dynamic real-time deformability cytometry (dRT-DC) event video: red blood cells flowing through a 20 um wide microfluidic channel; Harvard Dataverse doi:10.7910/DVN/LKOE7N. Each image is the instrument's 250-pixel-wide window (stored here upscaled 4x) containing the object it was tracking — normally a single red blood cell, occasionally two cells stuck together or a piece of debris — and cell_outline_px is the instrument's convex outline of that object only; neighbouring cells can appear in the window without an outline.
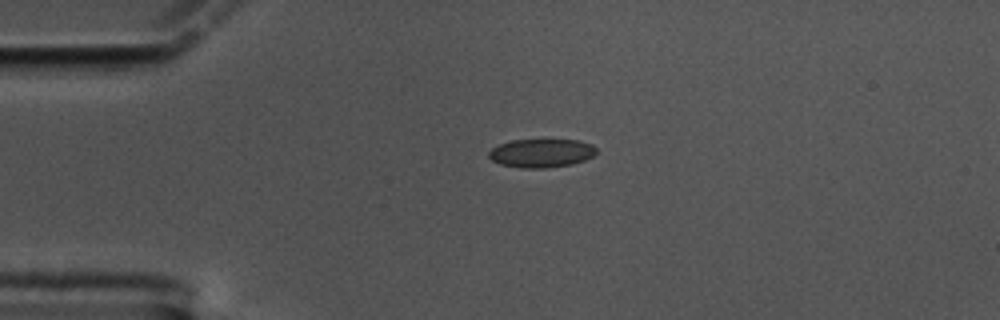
{"species": "common noctule bat (a hibernating species)", "species_latin": "Nyctalus noctula", "temperature_condition": "cold", "stored_images_in_passage": 47, "camera_frame_rate_fps": 3000, "um_per_image_px": 0.085, "animal": {"sex": "male", "body_mass_g": 17.5, "forearm_length_mm": 52.3}, "frame": {"image": 1, "passage_image": 1, "time_ms": 0.0, "image_size_px": [1000, 320], "cell_outline_px": [[596, 152], [592, 156], [584, 160], [572, 164], [548, 168], [520, 168], [500, 164], [492, 160], [488, 156], [488, 152], [492, 148], [500, 144], [512, 140], [580, 140], [592, 144], [596, 148]], "centroid_in_image_um": [46.01, 13.02], "position_along_channel_um": 39.0, "area_um2": 17.92}}
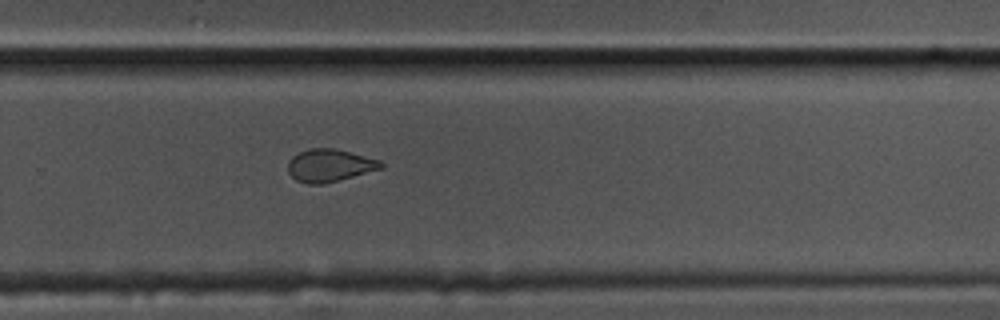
{"frame": {"image": 2, "passage_image": 27, "time_ms": 8.667, "image_size_px": [1000, 320], "cell_outline_px": [[384, 168], [324, 184], [308, 184], [296, 180], [288, 172], [288, 160], [292, 156], [300, 152], [312, 148], [332, 148], [380, 160], [384, 164]], "centroid_in_image_um": [28.01, 14.07], "position_along_channel_um": 301.8, "area_um2": 17.57}}
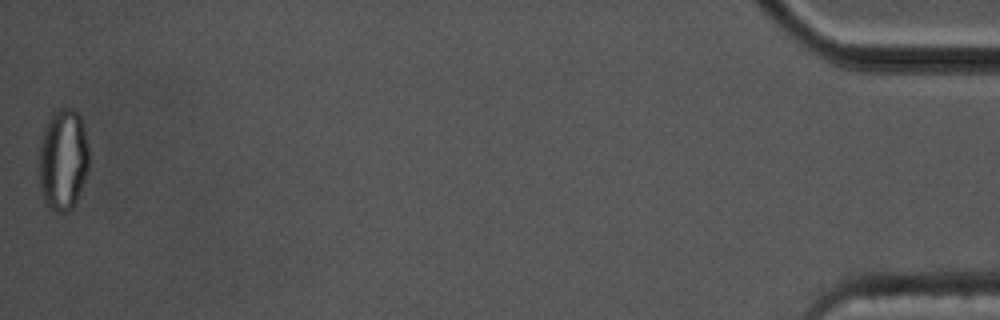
{"frame": {"image": 3, "passage_image": 47, "time_ms": 15.333, "image_size_px": [1000, 320], "cell_outline_px": [[88, 168], [84, 180], [76, 200], [72, 208], [68, 212], [56, 212], [44, 200], [40, 184], [40, 144], [44, 128], [52, 112], [60, 108], [72, 108], [80, 116], [88, 148]], "centroid_in_image_um": [5.36, 13.55], "position_along_channel_um": 429.8, "area_um2": 29.07}, "authors_computed_cell_mechanics": {"area_um2": 18.0336, "velocity_mm_per_s": 3.3551, "shape_relaxation_time_tau1_ms": 11.3193, "shape_relaxation_time_tau2_ms": 2.0801, "deformation_change_tau1": 0.1612, "deformation_change_tau2": 0.0608}}